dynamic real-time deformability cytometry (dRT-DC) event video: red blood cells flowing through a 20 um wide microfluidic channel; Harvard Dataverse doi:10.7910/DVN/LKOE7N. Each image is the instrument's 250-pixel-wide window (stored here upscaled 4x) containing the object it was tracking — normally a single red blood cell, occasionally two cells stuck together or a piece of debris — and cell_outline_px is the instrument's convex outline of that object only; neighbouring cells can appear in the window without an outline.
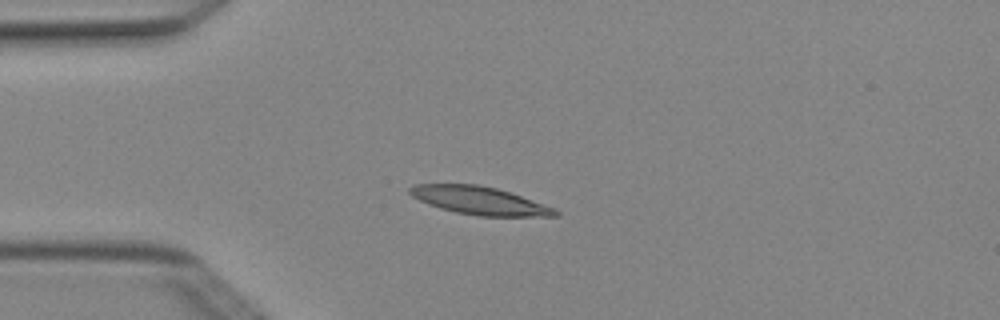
{"species": "Egyptian fruit bat (a non-hibernating species)", "species_latin": "Rousettus aegyptiacus", "temperature_condition": "cold", "stored_images_in_passage": 6, "camera_frame_rate_fps": 3000, "um_per_image_px": 0.085, "animal": {"sex": "female"}, "frame": {"image": 1, "passage_image": 3, "time_ms": 0.667, "image_size_px": [1000, 320], "cell_outline_px": [[560, 216], [480, 216], [456, 212], [440, 208], [428, 204], [412, 196], [408, 192], [408, 188], [412, 184], [476, 184], [496, 188], [556, 208], [560, 212]], "centroid_in_image_um": [40.75, 17.05], "position_along_channel_um": 44.2, "area_um2": 23.58}}
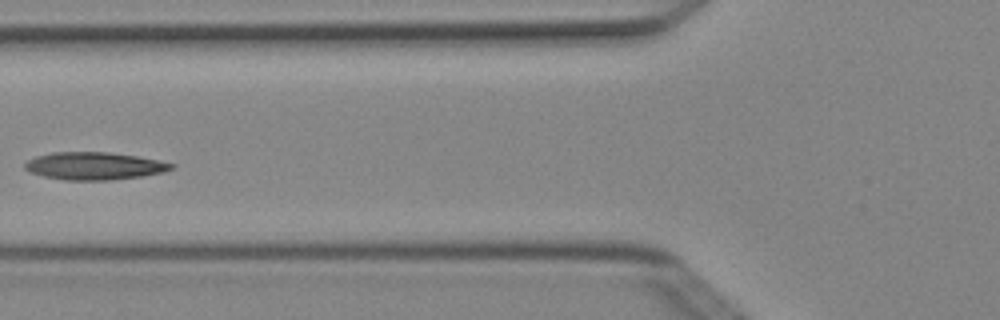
{"frame": {"image": 2, "passage_image": 5, "time_ms": 1.333, "image_size_px": [1000, 320], "cell_outline_px": [[176, 168], [164, 172], [140, 176], [108, 180], [64, 180], [44, 176], [28, 172], [24, 168], [24, 164], [28, 160], [36, 156], [52, 152], [108, 152], [136, 156], [160, 160], [176, 164]], "centroid_in_image_um": [8.03, 14.1], "position_along_channel_um": 117.8, "area_um2": 23.64}}
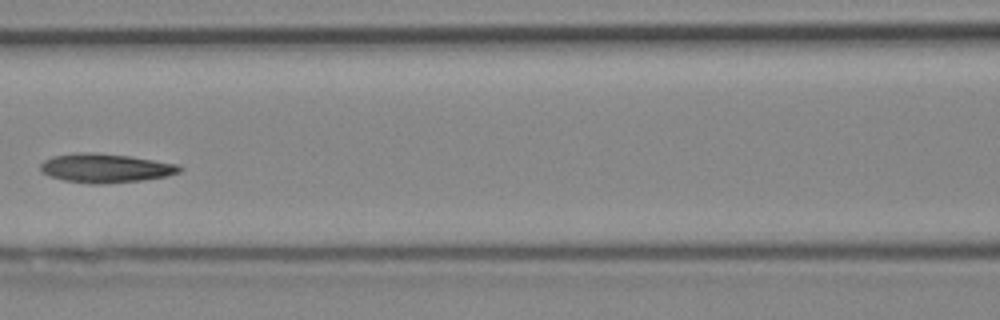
{"frame": {"image": 3, "passage_image": 6, "time_ms": 1.667, "image_size_px": [1000, 320], "cell_outline_px": [[184, 168], [180, 172], [168, 176], [144, 180], [104, 184], [88, 184], [64, 180], [48, 176], [40, 172], [40, 164], [44, 160], [52, 156], [76, 152], [92, 152], [128, 156], [180, 164]], "centroid_in_image_um": [8.96, 14.29], "position_along_channel_um": 157.6, "area_um2": 23.87}}